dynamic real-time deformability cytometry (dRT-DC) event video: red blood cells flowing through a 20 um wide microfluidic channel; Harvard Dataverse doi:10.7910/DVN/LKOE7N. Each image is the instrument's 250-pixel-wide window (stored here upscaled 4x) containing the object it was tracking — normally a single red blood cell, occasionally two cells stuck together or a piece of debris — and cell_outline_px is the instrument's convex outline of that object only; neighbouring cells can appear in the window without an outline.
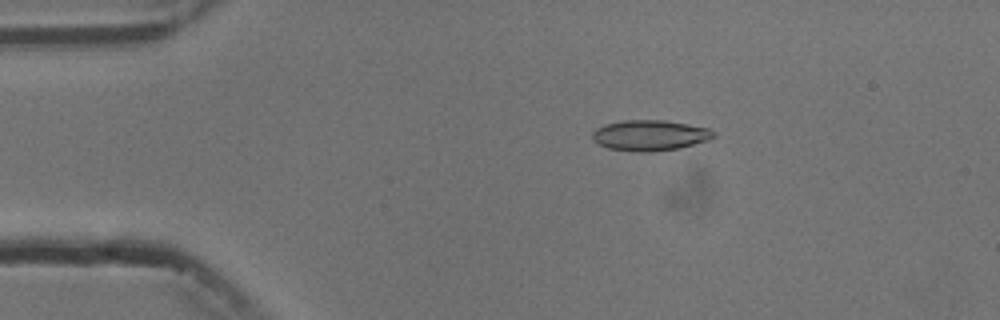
{"species": "common noctule bat (a hibernating species)", "species_latin": "Nyctalus noctula", "temperature_condition": "cold", "stored_images_in_passage": 9, "camera_frame_rate_fps": 3000, "um_per_image_px": 0.085, "animal": {"sex": "male", "body_mass_g": 13.3}, "frame": {"image": 1, "passage_image": 2, "time_ms": 2.0, "image_size_px": [1000, 320], "cell_outline_px": [[716, 136], [708, 140], [680, 148], [648, 152], [640, 152], [608, 148], [592, 140], [592, 132], [596, 128], [604, 124], [624, 120], [664, 120], [688, 124], [708, 128], [716, 132]], "centroid_in_image_um": [55.24, 11.5], "position_along_channel_um": 29.8, "area_um2": 21.68}}
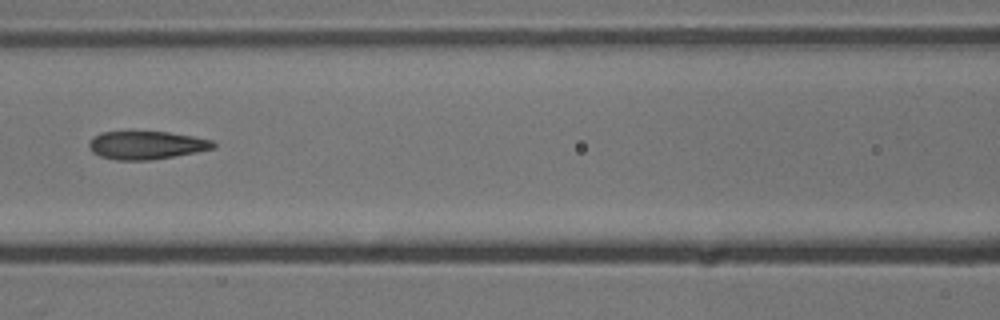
{"frame": {"image": 2, "passage_image": 6, "time_ms": 6.667, "image_size_px": [1000, 320], "cell_outline_px": [[216, 148], [196, 152], [148, 160], [116, 160], [100, 156], [92, 152], [88, 148], [88, 144], [92, 136], [100, 132], [168, 132], [192, 136], [212, 140], [216, 144]], "centroid_in_image_um": [12.41, 12.34], "position_along_channel_um": 154.2, "area_um2": 20.35}}
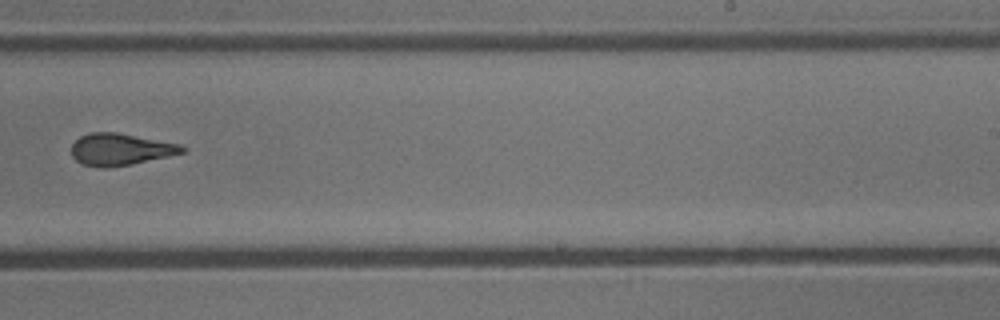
{"frame": {"image": 3, "passage_image": 9, "time_ms": 10.0, "image_size_px": [1000, 320], "cell_outline_px": [[184, 152], [168, 156], [132, 164], [104, 168], [84, 164], [76, 160], [72, 156], [72, 144], [80, 136], [88, 132], [116, 132], [180, 144], [184, 148]], "centroid_in_image_um": [10.2, 12.69], "position_along_channel_um": 278.8, "area_um2": 20.35}}